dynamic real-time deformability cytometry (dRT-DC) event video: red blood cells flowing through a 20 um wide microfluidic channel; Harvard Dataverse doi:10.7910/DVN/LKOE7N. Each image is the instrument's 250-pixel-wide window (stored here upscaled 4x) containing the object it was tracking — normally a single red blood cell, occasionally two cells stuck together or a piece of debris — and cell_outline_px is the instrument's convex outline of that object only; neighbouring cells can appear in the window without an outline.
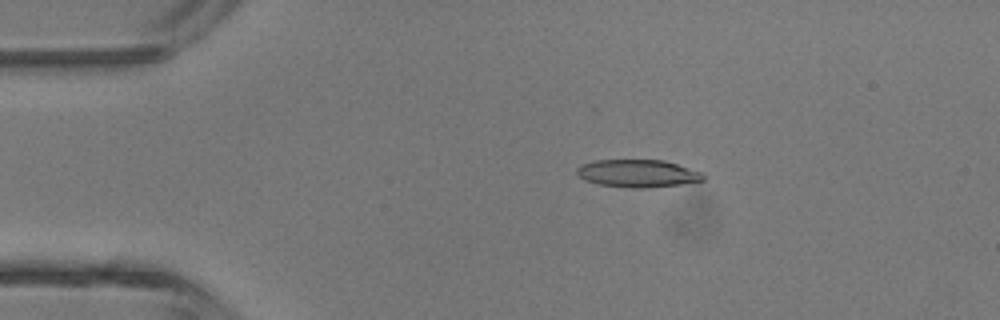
{"species": "common noctule bat (a hibernating species)", "species_latin": "Nyctalus noctula", "temperature_condition": "room temperature", "stored_images_in_passage": 10, "camera_frame_rate_fps": 3000, "um_per_image_px": 0.085, "animal": {"sex": "male", "body_mass_g": 13.3}, "frame": {"image": 1, "passage_image": 4, "time_ms": 1.0, "image_size_px": [1000, 320], "cell_outline_px": [[704, 180], [680, 184], [644, 188], [628, 188], [600, 184], [584, 180], [576, 172], [576, 168], [580, 164], [596, 160], [664, 160], [700, 172], [704, 176]], "centroid_in_image_um": [54.15, 14.74], "position_along_channel_um": 30.8, "area_um2": 20.17}}